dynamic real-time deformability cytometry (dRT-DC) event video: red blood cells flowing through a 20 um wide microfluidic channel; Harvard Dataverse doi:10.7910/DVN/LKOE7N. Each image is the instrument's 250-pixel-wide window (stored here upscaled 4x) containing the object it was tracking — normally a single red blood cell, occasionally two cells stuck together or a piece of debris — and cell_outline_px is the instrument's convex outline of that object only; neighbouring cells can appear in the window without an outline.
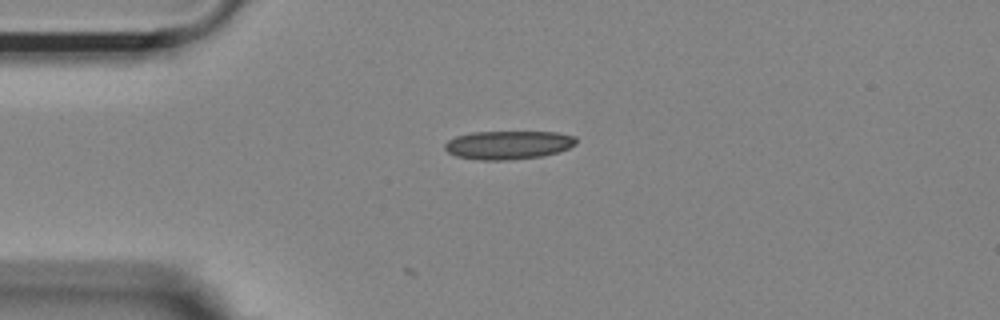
{"species": "Egyptian fruit bat (a non-hibernating species)", "species_latin": "Rousettus aegyptiacus", "temperature_condition": "room temperature", "stored_images_in_passage": 2, "camera_frame_rate_fps": 3000, "um_per_image_px": 0.085, "animal": {"sex": "female"}, "frame": {"image": 1, "passage_image": 2, "time_ms": 0.333, "image_size_px": [1000, 320], "cell_outline_px": [[576, 144], [568, 148], [556, 152], [540, 156], [508, 160], [480, 160], [456, 156], [448, 152], [444, 148], [444, 144], [448, 140], [456, 136], [472, 132], [556, 132], [576, 136]], "centroid_in_image_um": [43.18, 12.31], "position_along_channel_um": 41.8, "area_um2": 21.73}}